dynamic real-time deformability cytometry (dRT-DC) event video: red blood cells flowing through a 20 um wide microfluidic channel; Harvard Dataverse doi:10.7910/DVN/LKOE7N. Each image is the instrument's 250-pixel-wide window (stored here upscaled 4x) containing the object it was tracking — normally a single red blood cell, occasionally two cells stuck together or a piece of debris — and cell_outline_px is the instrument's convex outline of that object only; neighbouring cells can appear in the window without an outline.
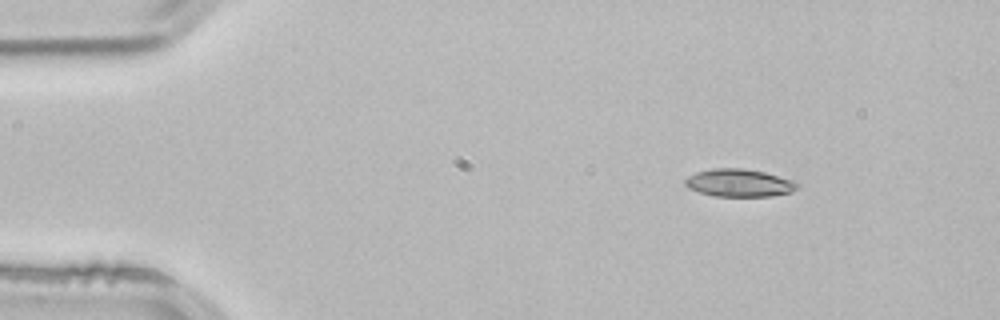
{"species": "common noctule bat (a hibernating species)", "species_latin": "Nyctalus noctula", "temperature_condition": "room temperature", "stored_images_in_passage": 3, "camera_frame_rate_fps": 3000, "um_per_image_px": 0.085, "animal": {"sex": "male", "body_mass_g": 21.5, "forearm_length_mm": 52.0}, "frame": {"image": 1, "passage_image": 1, "time_ms": 0.0, "image_size_px": [1000, 320], "cell_outline_px": [[800, 184], [792, 192], [772, 196], [716, 196], [700, 192], [688, 188], [684, 184], [684, 180], [688, 176], [696, 172], [712, 168], [744, 168], [764, 172], [796, 180]], "centroid_in_image_um": [62.85, 15.54], "position_along_channel_um": 22.1, "area_um2": 18.26}}
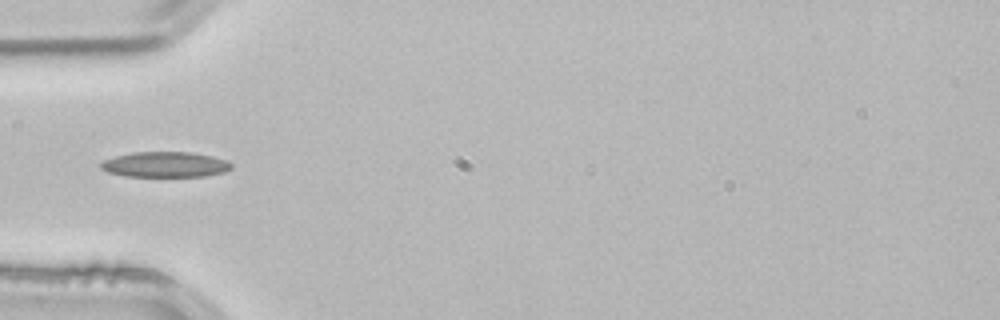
{"frame": {"image": 2, "passage_image": 3, "time_ms": 0.667, "image_size_px": [1000, 320], "cell_outline_px": [[232, 168], [224, 172], [204, 176], [124, 176], [108, 172], [100, 168], [100, 164], [104, 160], [116, 156], [132, 152], [192, 152], [212, 156], [228, 160], [232, 164]], "centroid_in_image_um": [14.06, 13.98], "position_along_channel_um": 70.9, "area_um2": 19.36}}